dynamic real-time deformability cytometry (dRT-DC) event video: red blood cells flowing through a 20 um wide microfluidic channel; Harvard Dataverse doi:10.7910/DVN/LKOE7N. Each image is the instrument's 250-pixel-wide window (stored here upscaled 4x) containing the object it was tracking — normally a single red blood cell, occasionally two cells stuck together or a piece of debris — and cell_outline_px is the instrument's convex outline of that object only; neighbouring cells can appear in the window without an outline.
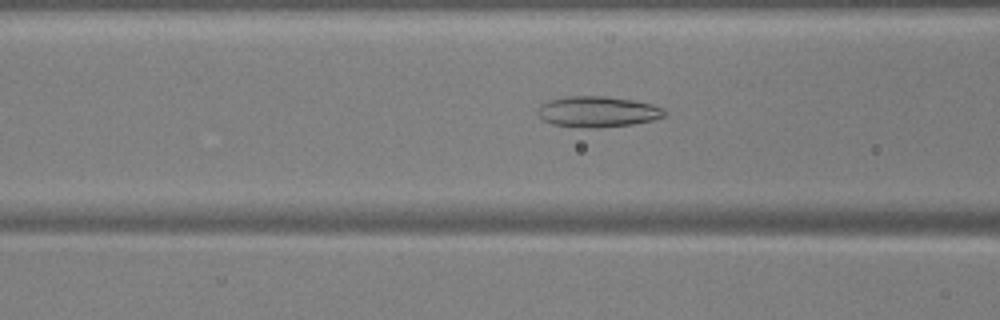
{"species": "common noctule bat (a hibernating species)", "species_latin": "Nyctalus noctula", "temperature_condition": "warm", "stored_images_in_passage": 39, "camera_frame_rate_fps": 3000, "um_per_image_px": 0.085, "animal": {"sex": "male", "body_mass_g": 17.9, "forearm_length_mm": 54.2}, "frame": {"image": 1, "passage_image": 7, "time_ms": 2.0, "image_size_px": [1000, 320], "cell_outline_px": [[668, 112], [664, 116], [652, 120], [632, 124], [596, 128], [584, 128], [552, 124], [544, 120], [536, 112], [540, 104], [548, 100], [568, 96], [604, 96], [632, 100], [652, 104], [664, 108]], "centroid_in_image_um": [50.79, 9.49], "position_along_channel_um": 115.8, "area_um2": 22.83}}
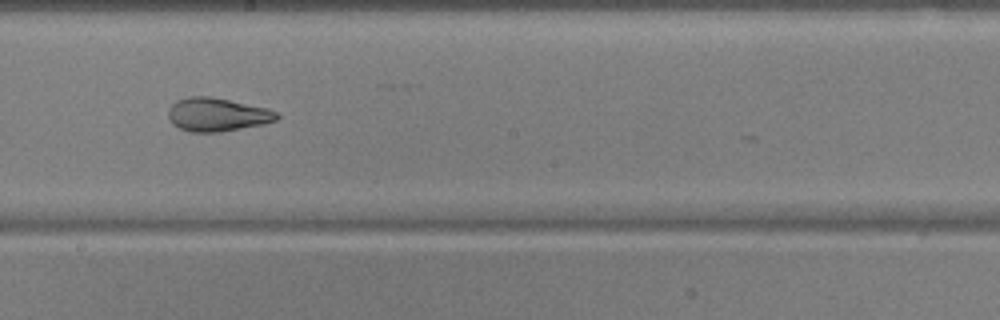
{"frame": {"image": 2, "passage_image": 16, "time_ms": 5.0, "image_size_px": [1000, 320], "cell_outline_px": [[280, 116], [276, 120], [260, 124], [220, 132], [192, 132], [180, 128], [172, 124], [168, 116], [168, 108], [176, 100], [188, 96], [208, 96], [268, 108], [280, 112]], "centroid_in_image_um": [18.44, 9.73], "position_along_channel_um": 229.8, "area_um2": 21.1}}
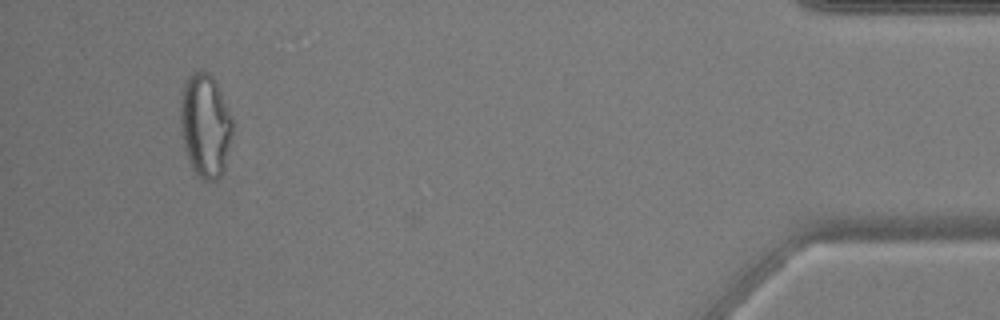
{"frame": {"image": 3, "passage_image": 36, "time_ms": 11.667, "image_size_px": [1000, 320], "cell_outline_px": [[232, 132], [224, 172], [216, 180], [200, 180], [192, 168], [188, 160], [184, 148], [180, 128], [180, 100], [184, 84], [188, 76], [192, 72], [200, 68], [204, 68], [212, 76], [232, 116]], "centroid_in_image_um": [17.42, 10.66], "position_along_channel_um": 417.8, "area_um2": 31.85}, "authors_computed_cell_mechanics": {"area_um2": 22.831, "velocity_mm_per_s": 3.7975, "shape_relaxation_time_tau1_ms": null, "shape_relaxation_time_tau2_ms": 1.7066, "deformation_change_tau1": null, "deformation_change_tau2": 0.081}}